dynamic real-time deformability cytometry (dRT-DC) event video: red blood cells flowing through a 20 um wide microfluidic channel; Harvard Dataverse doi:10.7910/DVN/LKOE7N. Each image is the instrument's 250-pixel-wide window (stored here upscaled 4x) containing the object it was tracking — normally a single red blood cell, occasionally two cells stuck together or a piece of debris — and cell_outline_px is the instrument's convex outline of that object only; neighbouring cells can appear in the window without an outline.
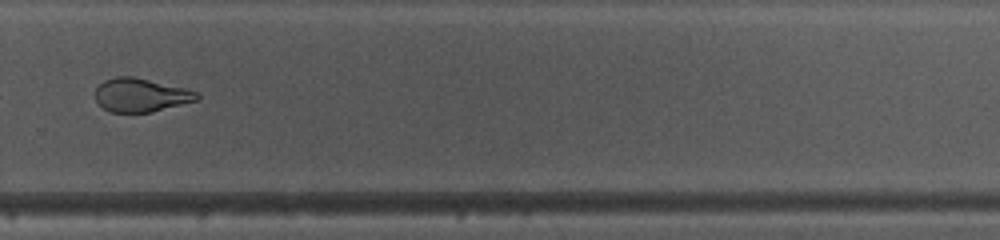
{"species": "common noctule bat (a hibernating species)", "species_latin": "Nyctalus noctula", "temperature_condition": "warm", "stored_images_in_passage": 47, "camera_frame_rate_fps": 3000, "um_per_image_px": 0.085, "animal": {"sex": "female", "body_mass_g": 10.0, "forearm_length_mm": 53.1}, "frame": {"image": 1, "passage_image": 34, "time_ms": 11.0, "image_size_px": [1000, 240], "cell_outline_px": [[200, 100], [152, 112], [108, 112], [96, 100], [96, 88], [104, 80], [116, 76], [132, 76], [188, 88], [196, 92], [200, 96]], "centroid_in_image_um": [12.01, 8.08], "position_along_channel_um": 317.8, "area_um2": 20.06}, "authors_computed_cell_mechanics": {"area_um2": 23.698, "velocity_mm_per_s": 4.1488, "shape_relaxation_time_tau1_ms": 6.8345, "shape_relaxation_time_tau2_ms": 1.5905, "deformation_change_tau1": 0.2226, "deformation_change_tau2": 0.0837}}